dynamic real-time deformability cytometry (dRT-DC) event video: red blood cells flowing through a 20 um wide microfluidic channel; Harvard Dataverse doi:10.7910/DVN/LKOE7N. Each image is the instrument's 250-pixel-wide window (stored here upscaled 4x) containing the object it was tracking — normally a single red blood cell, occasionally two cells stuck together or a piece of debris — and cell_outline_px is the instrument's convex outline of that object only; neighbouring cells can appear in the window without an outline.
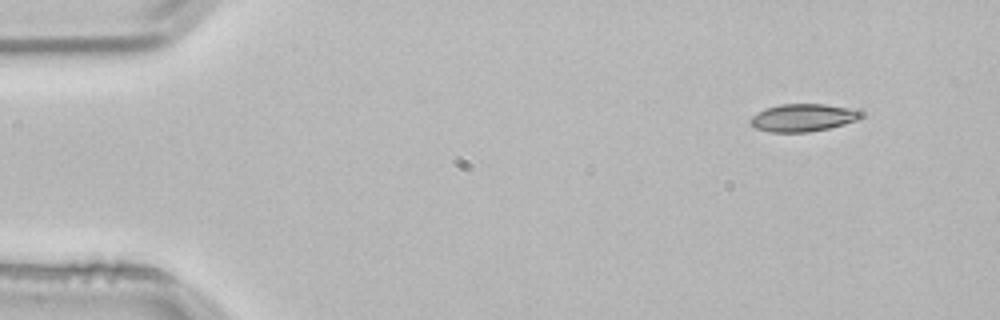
{"species": "common noctule bat (a hibernating species)", "species_latin": "Nyctalus noctula", "temperature_condition": "room temperature", "stored_images_in_passage": 3, "camera_frame_rate_fps": 3000, "um_per_image_px": 0.085, "animal": {"sex": "male", "body_mass_g": 21.5, "forearm_length_mm": 52.0}, "frame": {"image": 1, "passage_image": 1, "time_ms": 0.0, "image_size_px": [1000, 320], "cell_outline_px": [[864, 116], [856, 120], [844, 124], [828, 128], [808, 132], [768, 132], [756, 128], [748, 124], [748, 120], [752, 116], [764, 108], [780, 104], [824, 104], [848, 108], [864, 112]], "centroid_in_image_um": [68.21, 10.0], "position_along_channel_um": 16.8, "area_um2": 17.92}}
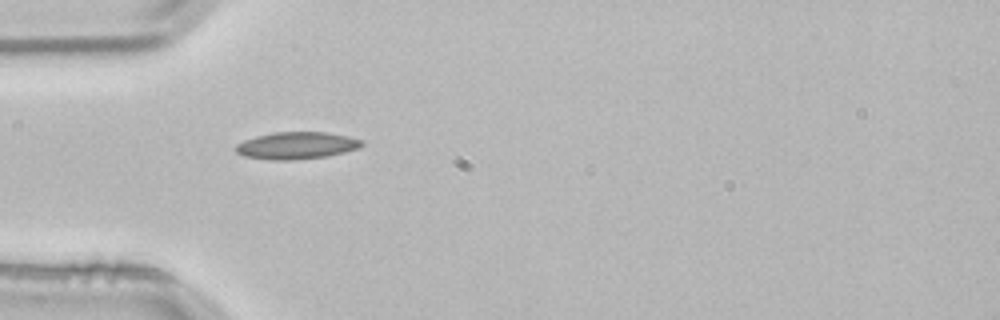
{"frame": {"image": 2, "passage_image": 3, "time_ms": 0.667, "image_size_px": [1000, 320], "cell_outline_px": [[364, 144], [360, 148], [328, 156], [292, 160], [268, 160], [244, 156], [236, 152], [236, 144], [244, 140], [256, 136], [276, 132], [328, 132], [348, 136], [364, 140]], "centroid_in_image_um": [25.24, 12.37], "position_along_channel_um": 59.8, "area_um2": 20.06}}